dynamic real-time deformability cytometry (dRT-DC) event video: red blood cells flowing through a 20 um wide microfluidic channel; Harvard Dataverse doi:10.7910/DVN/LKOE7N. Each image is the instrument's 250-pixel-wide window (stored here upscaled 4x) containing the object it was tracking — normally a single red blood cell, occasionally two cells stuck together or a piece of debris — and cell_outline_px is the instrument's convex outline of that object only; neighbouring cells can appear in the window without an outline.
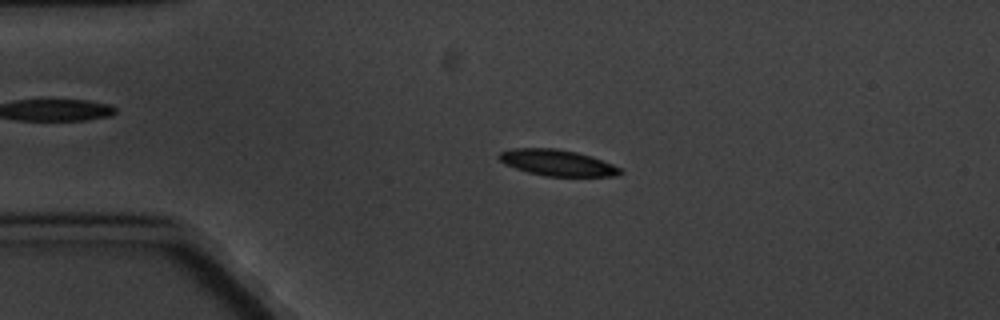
{"species": "common noctule bat (a hibernating species)", "species_latin": "Nyctalus noctula", "temperature_condition": "cold", "stored_images_in_passage": 5, "camera_frame_rate_fps": 3000, "um_per_image_px": 0.085, "animal": {"sex": "male", "body_mass_g": 20.1, "forearm_length_mm": 53.5}, "frame": {"image": 1, "passage_image": 4, "time_ms": 3.333, "image_size_px": [1000, 320], "cell_outline_px": [[624, 172], [620, 176], [544, 176], [528, 172], [504, 164], [496, 156], [500, 152], [512, 148], [556, 148], [576, 152], [624, 168]], "centroid_in_image_um": [47.38, 13.84], "position_along_channel_um": 37.6, "area_um2": 18.5}}